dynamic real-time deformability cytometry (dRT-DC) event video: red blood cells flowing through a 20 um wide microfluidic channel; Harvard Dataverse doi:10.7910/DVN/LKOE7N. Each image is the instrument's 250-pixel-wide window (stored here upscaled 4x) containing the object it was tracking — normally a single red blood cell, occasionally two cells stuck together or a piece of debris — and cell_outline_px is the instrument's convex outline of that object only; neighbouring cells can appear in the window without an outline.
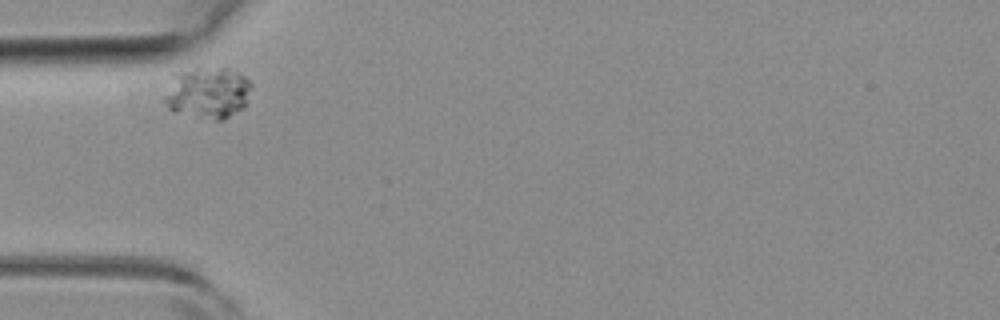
{"species": "common noctule bat (a hibernating species)", "species_latin": "Nyctalus noctula", "temperature_condition": "room temperature", "stored_images_in_passage": 2, "camera_frame_rate_fps": 3000, "um_per_image_px": 0.085, "animal": {"sex": "female", "body_mass_g": 19.3, "forearm_length_mm": 54.1}, "frame": {"image": 1, "passage_image": 1, "time_ms": 0.0, "image_size_px": [1000, 320], "cell_outline_px": [[252, 88], [244, 108], [224, 120], [216, 120], [172, 112], [160, 100], [172, 72], [196, 68], [228, 68], [244, 76], [252, 84]], "centroid_in_image_um": [17.58, 7.89], "position_along_channel_um": 67.4, "area_um2": 26.88}}
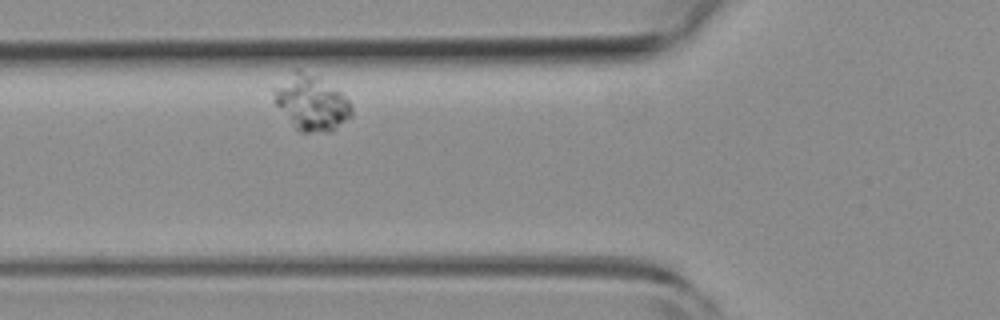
{"frame": {"image": 2, "passage_image": 2, "time_ms": 0.333, "image_size_px": [1000, 320], "cell_outline_px": [[352, 116], [332, 132], [300, 132], [296, 128], [276, 104], [272, 92], [272, 88], [292, 68], [296, 68], [320, 76], [340, 92], [352, 104]], "centroid_in_image_um": [26.45, 8.69], "position_along_channel_um": 99.4, "area_um2": 25.43}}